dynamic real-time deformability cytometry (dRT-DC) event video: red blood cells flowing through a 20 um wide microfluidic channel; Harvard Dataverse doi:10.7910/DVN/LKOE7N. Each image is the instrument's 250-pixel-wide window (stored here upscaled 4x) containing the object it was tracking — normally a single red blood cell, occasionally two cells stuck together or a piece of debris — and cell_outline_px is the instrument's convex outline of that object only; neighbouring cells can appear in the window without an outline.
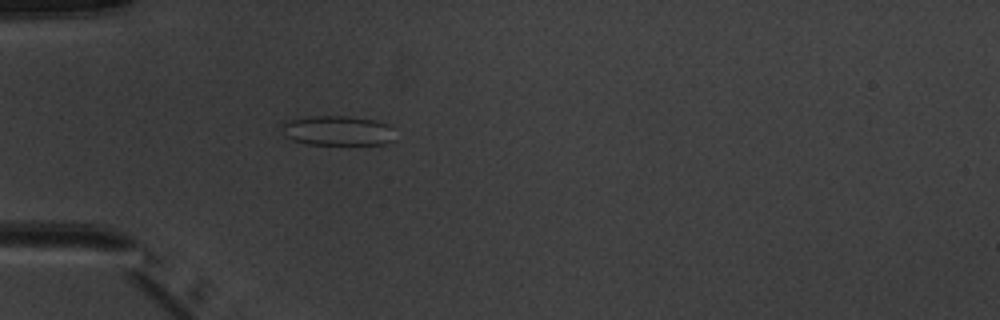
{"species": "common noctule bat (a hibernating species)", "species_latin": "Nyctalus noctula", "temperature_condition": "warm", "stored_images_in_passage": 5, "camera_frame_rate_fps": 3000, "um_per_image_px": 0.085, "animal": {"sex": "male", "body_mass_g": 20.1, "forearm_length_mm": 53.5}, "frame": {"image": 1, "passage_image": 5, "time_ms": 4.667, "image_size_px": [1000, 320], "cell_outline_px": [[396, 140], [388, 144], [308, 144], [292, 140], [284, 136], [280, 128], [284, 120], [308, 116], [348, 116], [372, 120], [388, 124], [392, 128]], "centroid_in_image_um": [28.67, 11.1], "position_along_channel_um": 56.3, "area_um2": 20.0}}